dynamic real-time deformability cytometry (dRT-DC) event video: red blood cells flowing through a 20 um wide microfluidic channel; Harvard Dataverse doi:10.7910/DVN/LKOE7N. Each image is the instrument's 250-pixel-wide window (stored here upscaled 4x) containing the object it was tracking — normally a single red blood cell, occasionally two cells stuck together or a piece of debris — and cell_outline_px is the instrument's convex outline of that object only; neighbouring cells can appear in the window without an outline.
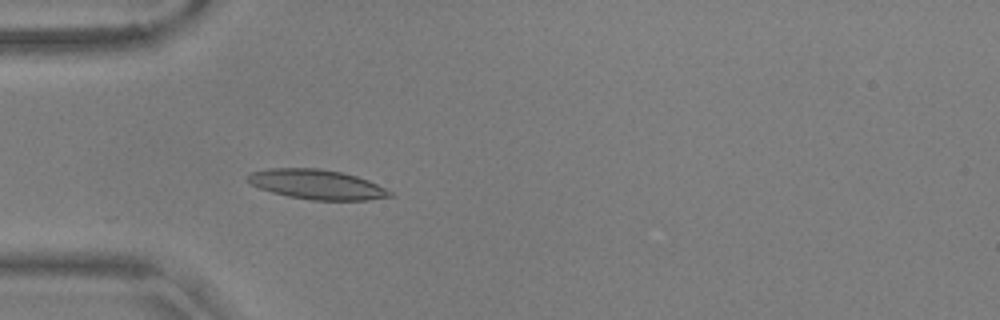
{"species": "common noctule bat (a hibernating species)", "species_latin": "Nyctalus noctula", "temperature_condition": "warm", "stored_images_in_passage": 56, "camera_frame_rate_fps": 3000, "um_per_image_px": 0.085, "animal": {"sex": "male", "body_mass_g": 17.9, "forearm_length_mm": 54.2}, "frame": {"image": 1, "passage_image": 17, "time_ms": 5.333, "image_size_px": [1000, 320], "cell_outline_px": [[396, 196], [368, 200], [312, 200], [288, 196], [272, 192], [260, 188], [252, 184], [244, 176], [252, 172], [268, 168], [320, 168], [344, 172], [368, 180], [392, 192]], "centroid_in_image_um": [26.95, 15.67], "position_along_channel_um": 58.1, "area_um2": 24.68}}
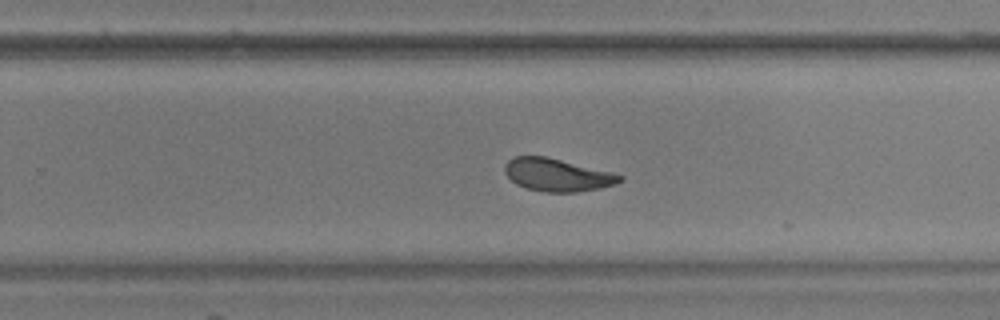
{"frame": {"image": 2, "passage_image": 36, "time_ms": 11.667, "image_size_px": [1000, 320], "cell_outline_px": [[624, 180], [616, 184], [600, 188], [576, 192], [544, 192], [528, 188], [516, 184], [504, 172], [504, 164], [512, 156], [544, 156], [612, 172], [624, 176]], "centroid_in_image_um": [47.36, 14.86], "position_along_channel_um": 282.4, "area_um2": 21.91}}
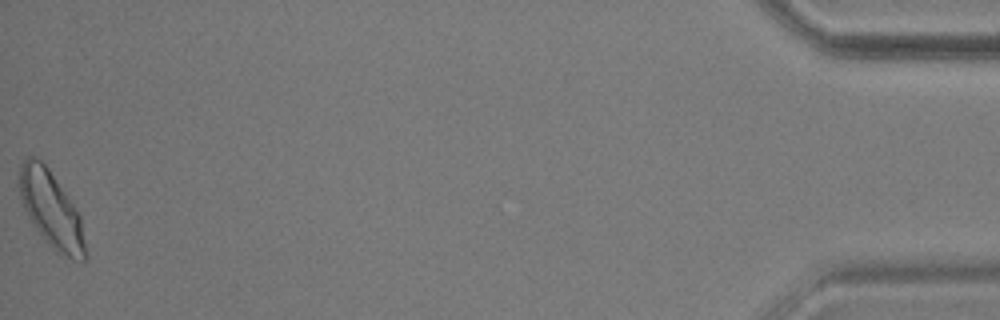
{"frame": {"image": 3, "passage_image": 56, "time_ms": 18.333, "image_size_px": [1000, 320], "cell_outline_px": [[88, 252], [84, 260], [72, 260], [56, 252], [48, 244], [32, 224], [20, 204], [16, 184], [20, 164], [28, 156], [36, 156], [48, 168], [76, 208], [80, 216]], "centroid_in_image_um": [4.3, 17.81], "position_along_channel_um": 430.9, "area_um2": 30.06}, "authors_computed_cell_mechanics": {"area_um2": 22.7732, "velocity_mm_per_s": 3.6158, "shape_relaxation_time_tau1_ms": 3.5913, "shape_relaxation_time_tau2_ms": 2.0248, "deformation_change_tau1": 0.1329, "deformation_change_tau2": 0.0699}}